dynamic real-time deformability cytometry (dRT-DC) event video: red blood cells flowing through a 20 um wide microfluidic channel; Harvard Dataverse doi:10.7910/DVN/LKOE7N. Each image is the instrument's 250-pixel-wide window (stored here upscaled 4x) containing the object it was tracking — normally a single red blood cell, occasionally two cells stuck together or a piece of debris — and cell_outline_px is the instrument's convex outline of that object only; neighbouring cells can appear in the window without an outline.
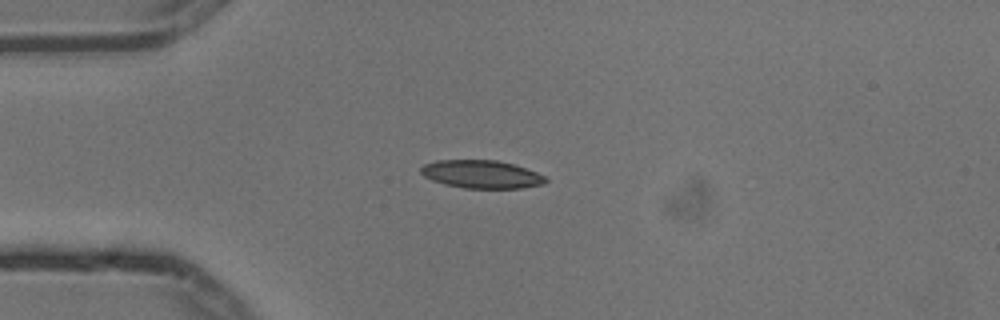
{"species": "common noctule bat (a hibernating species)", "species_latin": "Nyctalus noctula", "temperature_condition": "cold", "stored_images_in_passage": 8, "camera_frame_rate_fps": 3000, "um_per_image_px": 0.085, "animal": {"sex": "male", "body_mass_g": 13.3}, "frame": {"image": 1, "passage_image": 3, "time_ms": 0.667, "image_size_px": [1000, 320], "cell_outline_px": [[548, 180], [544, 184], [520, 188], [464, 188], [444, 184], [432, 180], [424, 176], [420, 172], [420, 168], [424, 164], [436, 160], [496, 160], [512, 164], [548, 176]], "centroid_in_image_um": [40.93, 14.81], "position_along_channel_um": 44.1, "area_um2": 20.4}}
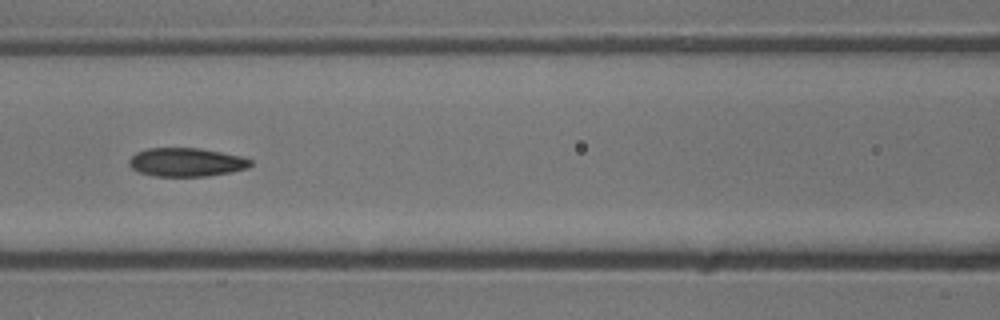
{"frame": {"image": 2, "passage_image": 6, "time_ms": 1.667, "image_size_px": [1000, 320], "cell_outline_px": [[252, 164], [248, 168], [232, 172], [204, 176], [152, 176], [140, 172], [132, 168], [128, 164], [128, 160], [136, 152], [148, 148], [200, 148], [244, 156], [252, 160]], "centroid_in_image_um": [15.86, 13.78], "position_along_channel_um": 150.7, "area_um2": 20.4}}
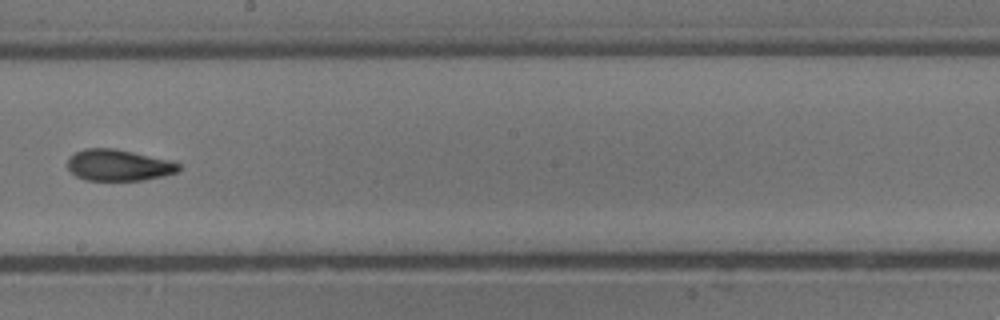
{"frame": {"image": 3, "passage_image": 8, "time_ms": 2.333, "image_size_px": [1000, 320], "cell_outline_px": [[180, 172], [164, 176], [144, 180], [84, 180], [76, 176], [68, 168], [68, 160], [76, 152], [84, 148], [116, 148], [172, 160], [180, 164]], "centroid_in_image_um": [10.13, 14.04], "position_along_channel_um": 238.1, "area_um2": 20.52}}